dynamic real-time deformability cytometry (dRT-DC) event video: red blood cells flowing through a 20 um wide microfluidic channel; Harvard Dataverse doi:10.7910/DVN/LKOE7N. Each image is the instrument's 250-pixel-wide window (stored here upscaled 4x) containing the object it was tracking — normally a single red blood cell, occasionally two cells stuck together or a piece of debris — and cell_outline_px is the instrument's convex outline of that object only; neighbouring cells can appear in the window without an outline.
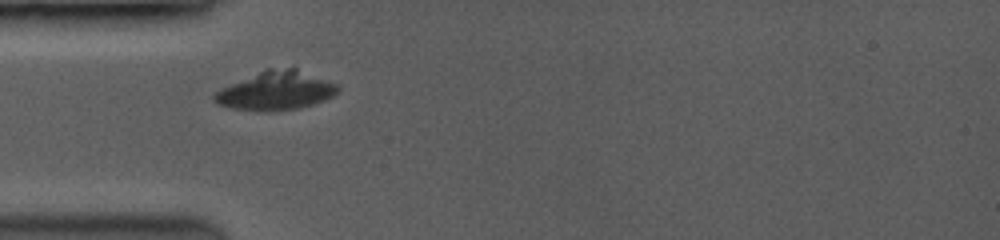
{"species": "common noctule bat (a hibernating species)", "species_latin": "Nyctalus noctula", "temperature_condition": "room temperature", "stored_images_in_passage": 2, "camera_frame_rate_fps": 3500, "um_per_image_px": 0.085, "animal": {"sex": "female", "body_mass_g": 19.0, "forearm_length_mm": 53.3}, "frame": {"image": 1, "passage_image": 1, "time_ms": 0.0, "image_size_px": [1000, 240], "cell_outline_px": [[340, 88], [332, 96], [312, 104], [296, 108], [232, 108], [220, 104], [212, 100], [212, 96], [216, 92], [232, 84], [268, 68], [296, 68], [336, 84]], "centroid_in_image_um": [23.48, 7.66], "position_along_channel_um": 61.5, "area_um2": 26.18}}